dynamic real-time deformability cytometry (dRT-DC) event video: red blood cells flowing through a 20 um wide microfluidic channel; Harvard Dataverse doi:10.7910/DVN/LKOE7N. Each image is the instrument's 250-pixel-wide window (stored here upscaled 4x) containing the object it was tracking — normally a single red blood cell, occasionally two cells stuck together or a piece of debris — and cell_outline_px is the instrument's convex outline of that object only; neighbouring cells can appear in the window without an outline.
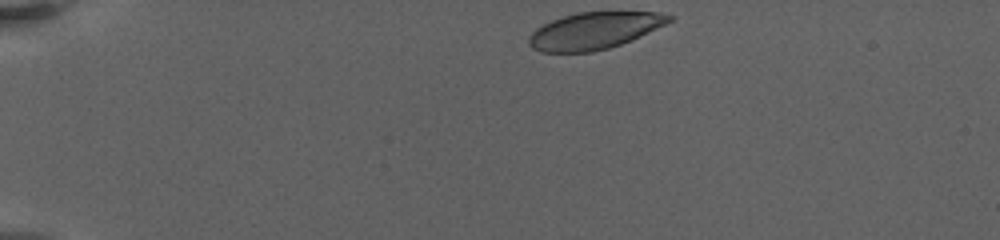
{"species": "human", "species_latin": "Homo sapiens", "temperature_condition": "warm", "stored_images_in_passage": 44, "camera_frame_rate_fps": 3000, "um_per_image_px": 0.085, "donor": {"sex": "female"}, "frame": {"image": 1, "passage_image": 1, "time_ms": 0.0, "image_size_px": [1000, 240], "cell_outline_px": [[676, 16], [672, 20], [632, 40], [608, 48], [592, 52], [540, 52], [532, 48], [528, 44], [528, 36], [536, 28], [552, 20], [576, 12], [660, 12]], "centroid_in_image_um": [50.49, 2.61], "position_along_channel_um": 34.5, "area_um2": 30.06}}
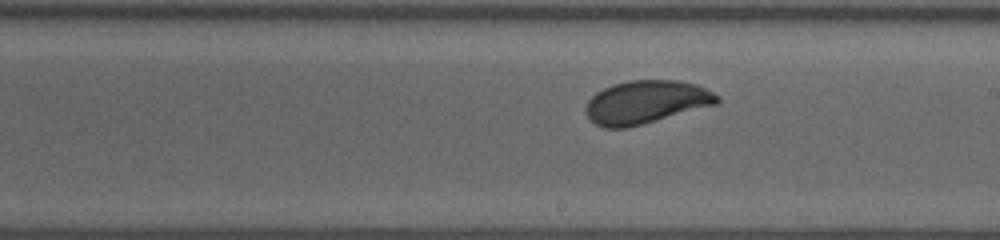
{"frame": {"image": 2, "passage_image": 24, "time_ms": 8.667, "image_size_px": [1000, 240], "cell_outline_px": [[720, 100], [716, 104], [628, 128], [604, 128], [596, 124], [584, 112], [584, 108], [588, 100], [596, 92], [612, 84], [628, 80], [676, 80], [696, 84], [720, 96]], "centroid_in_image_um": [54.88, 8.67], "position_along_channel_um": 234.1, "area_um2": 33.0}}
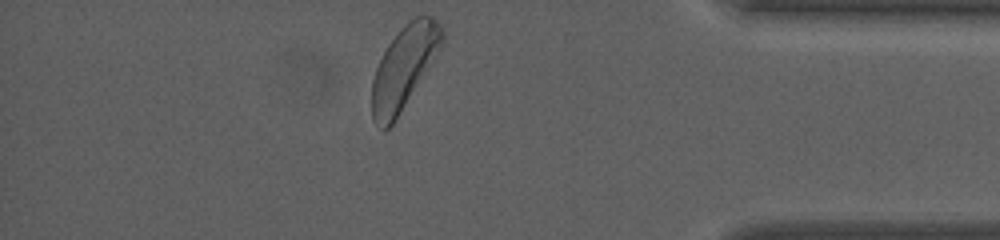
{"frame": {"image": 3, "passage_image": 43, "time_ms": 14.667, "image_size_px": [1000, 240], "cell_outline_px": [[444, 40], [440, 48], [392, 124], [384, 132], [372, 120], [372, 80], [376, 68], [388, 44], [400, 28], [408, 20], [416, 16], [432, 16], [444, 28]], "centroid_in_image_um": [34.32, 5.7], "position_along_channel_um": 400.9, "area_um2": 33.12}, "authors_computed_cell_mechanics": {"area_um2": 32.9171, "velocity_mm_per_s": 3.197, "shape_relaxation_time_tau1_ms": 5.2508, "shape_relaxation_time_tau2_ms": null, "deformation_change_tau1": 0.1655, "deformation_change_tau2": null}}